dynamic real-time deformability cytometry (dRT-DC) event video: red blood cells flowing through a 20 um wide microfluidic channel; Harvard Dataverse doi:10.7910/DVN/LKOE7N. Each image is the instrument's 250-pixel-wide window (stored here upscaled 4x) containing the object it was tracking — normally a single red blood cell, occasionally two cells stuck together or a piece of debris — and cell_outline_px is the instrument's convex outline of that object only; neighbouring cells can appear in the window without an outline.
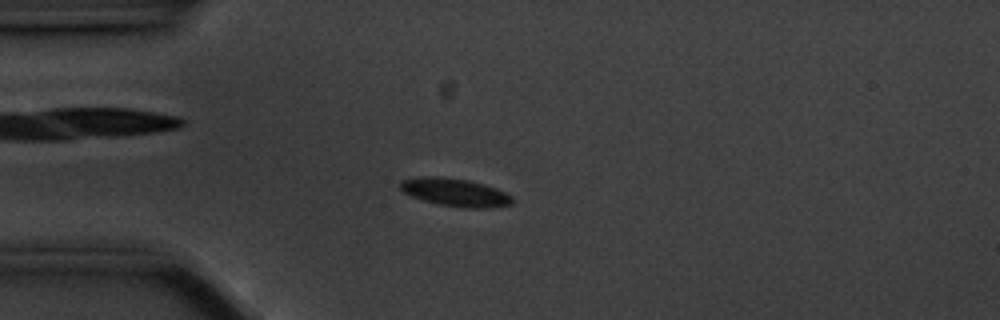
{"species": "common noctule bat (a hibernating species)", "species_latin": "Nyctalus noctula", "temperature_condition": "cold", "stored_images_in_passage": 57, "camera_frame_rate_fps": 3000, "um_per_image_px": 0.085, "animal": {"sex": "male", "body_mass_g": 20.1, "forearm_length_mm": 53.5}, "frame": {"image": 1, "passage_image": 14, "time_ms": 4.333, "image_size_px": [1000, 320], "cell_outline_px": [[512, 204], [488, 208], [464, 208], [440, 204], [424, 200], [412, 196], [404, 192], [400, 188], [400, 180], [420, 176], [440, 176], [468, 180], [484, 184], [496, 188], [512, 196]], "centroid_in_image_um": [38.68, 16.34], "position_along_channel_um": 46.3, "area_um2": 18.21}}
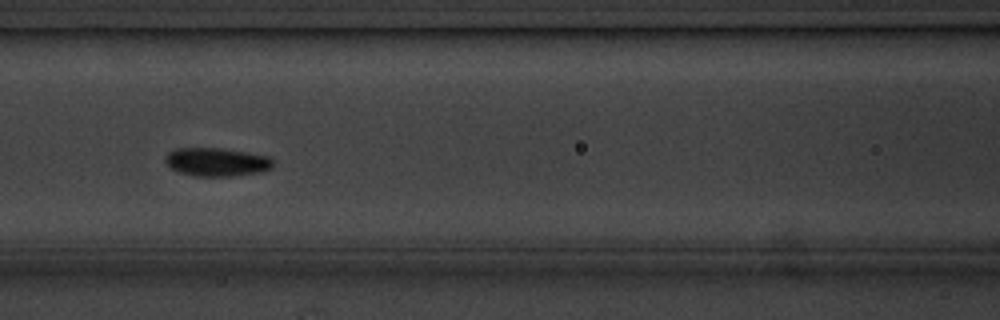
{"frame": {"image": 2, "passage_image": 24, "time_ms": 7.667, "image_size_px": [1000, 320], "cell_outline_px": [[272, 168], [260, 172], [232, 176], [196, 176], [180, 172], [172, 168], [164, 160], [164, 156], [172, 148], [224, 148], [248, 152], [268, 156], [272, 160]], "centroid_in_image_um": [18.4, 13.75], "position_along_channel_um": 148.2, "area_um2": 17.92}}
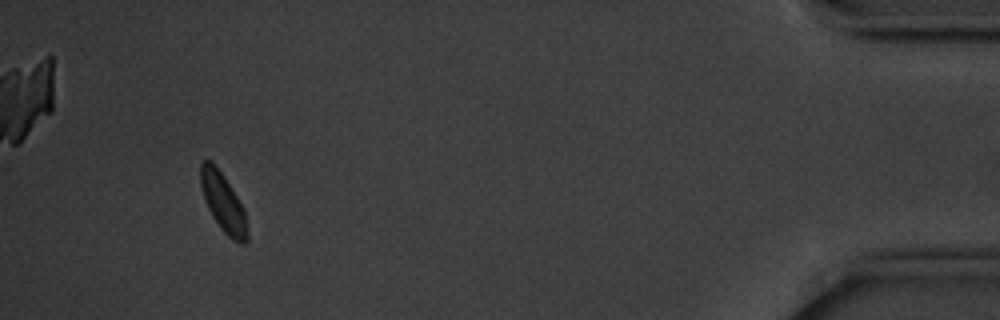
{"frame": {"image": 3, "passage_image": 53, "time_ms": 17.333, "image_size_px": [1000, 320], "cell_outline_px": [[248, 240], [244, 244], [240, 244], [232, 240], [220, 228], [212, 216], [208, 208], [200, 184], [200, 164], [204, 160], [212, 160], [244, 208], [248, 236]], "centroid_in_image_um": [18.97, 17.25], "position_along_channel_um": 416.2, "area_um2": 15.72}}